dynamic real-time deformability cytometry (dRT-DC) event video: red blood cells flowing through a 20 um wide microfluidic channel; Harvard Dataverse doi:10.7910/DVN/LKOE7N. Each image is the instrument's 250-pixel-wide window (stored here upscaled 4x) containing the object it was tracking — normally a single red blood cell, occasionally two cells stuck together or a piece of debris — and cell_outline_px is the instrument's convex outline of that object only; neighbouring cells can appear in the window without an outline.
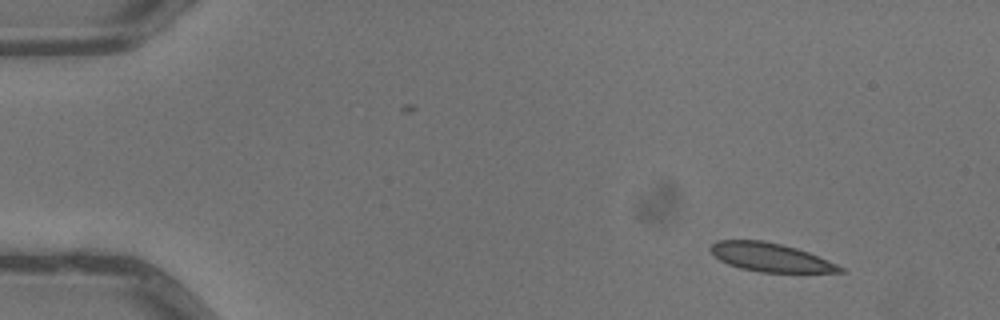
{"species": "common noctule bat (a hibernating species)", "species_latin": "Nyctalus noctula", "temperature_condition": "warm", "stored_images_in_passage": 4, "camera_frame_rate_fps": 3000, "um_per_image_px": 0.085, "animal": {"sex": "male", "body_mass_g": 13.3}, "frame": {"image": 1, "passage_image": 1, "time_ms": 0.0, "image_size_px": [1000, 320], "cell_outline_px": [[844, 272], [760, 272], [740, 268], [728, 264], [720, 260], [708, 248], [716, 240], [764, 240], [796, 248], [808, 252], [828, 260], [844, 268]], "centroid_in_image_um": [65.47, 21.86], "position_along_channel_um": 19.5, "area_um2": 21.39}}
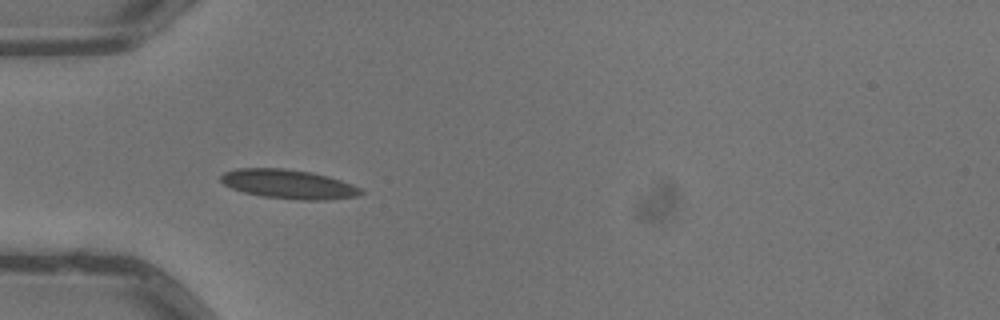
{"frame": {"image": 2, "passage_image": 3, "time_ms": 0.667, "image_size_px": [1000, 320], "cell_outline_px": [[364, 192], [356, 196], [324, 200], [300, 200], [264, 196], [244, 192], [232, 188], [224, 184], [220, 180], [220, 176], [224, 172], [236, 168], [284, 168], [312, 172], [328, 176], [352, 184], [360, 188]], "centroid_in_image_um": [24.51, 15.64], "position_along_channel_um": 60.5, "area_um2": 23.7}}
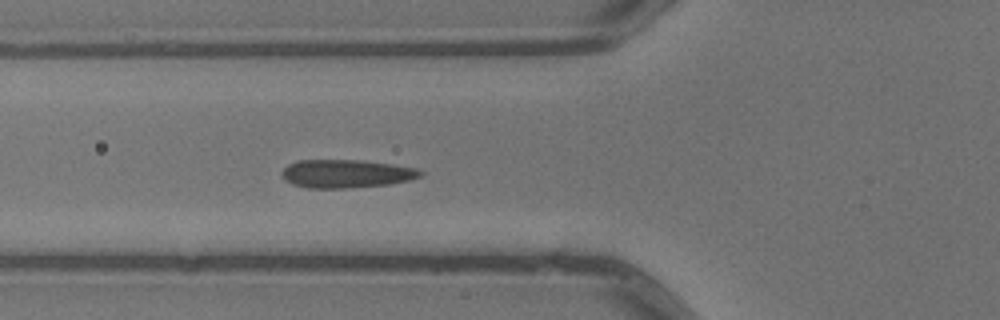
{"frame": {"image": 3, "passage_image": 4, "time_ms": 1.0, "image_size_px": [1000, 320], "cell_outline_px": [[424, 172], [420, 176], [408, 180], [388, 184], [344, 188], [308, 188], [292, 184], [284, 180], [280, 172], [288, 164], [296, 160], [364, 160], [392, 164], [416, 168]], "centroid_in_image_um": [29.38, 14.75], "position_along_channel_um": 96.4, "area_um2": 22.83}}